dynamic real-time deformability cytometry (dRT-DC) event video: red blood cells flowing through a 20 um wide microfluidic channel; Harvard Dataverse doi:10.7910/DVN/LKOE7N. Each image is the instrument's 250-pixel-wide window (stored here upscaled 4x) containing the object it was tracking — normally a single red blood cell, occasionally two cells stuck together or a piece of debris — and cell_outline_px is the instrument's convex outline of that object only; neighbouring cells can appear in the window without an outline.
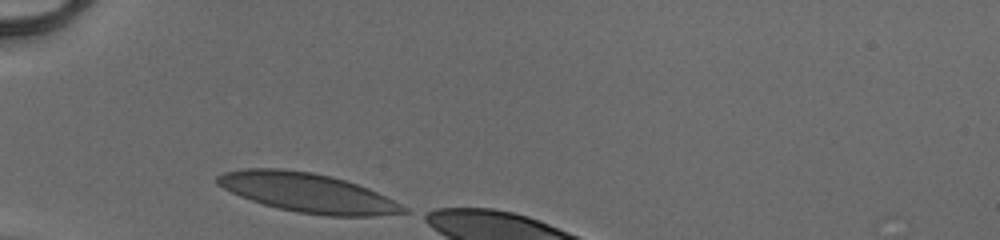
{"species": "human", "species_latin": "Homo sapiens", "temperature_condition": "cold", "stored_images_in_passage": 5, "camera_frame_rate_fps": 3000, "um_per_image_px": 0.085, "donor": {"sex": "male"}, "frame": {"image": 1, "passage_image": 1, "time_ms": 0.0, "image_size_px": [1000, 240], "cell_outline_px": [[408, 212], [372, 216], [328, 216], [300, 212], [280, 208], [264, 204], [240, 196], [216, 184], [216, 176], [224, 172], [244, 168], [280, 168], [312, 172], [332, 176], [368, 188], [408, 208]], "centroid_in_image_um": [26.12, 16.37], "position_along_channel_um": 58.9, "area_um2": 42.08}}